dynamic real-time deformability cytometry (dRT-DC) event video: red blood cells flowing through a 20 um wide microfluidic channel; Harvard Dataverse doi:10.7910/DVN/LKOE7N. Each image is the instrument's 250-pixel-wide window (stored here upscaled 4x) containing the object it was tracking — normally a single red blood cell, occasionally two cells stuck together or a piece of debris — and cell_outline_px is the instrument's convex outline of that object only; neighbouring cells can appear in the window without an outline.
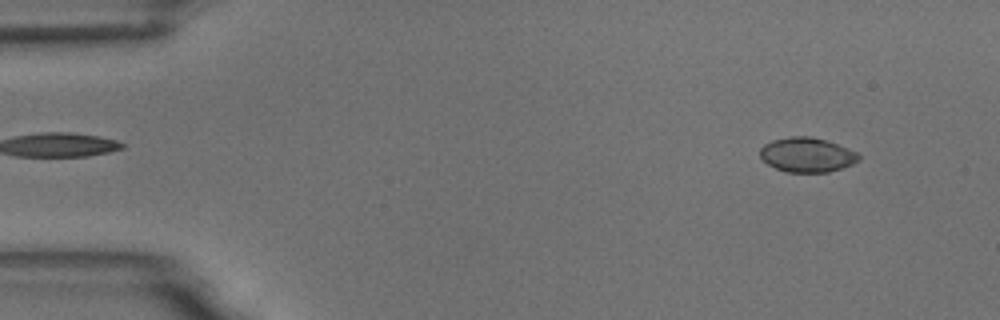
{"species": "common noctule bat (a hibernating species)", "species_latin": "Nyctalus noctula", "temperature_condition": "room temperature", "stored_images_in_passage": 55, "camera_frame_rate_fps": 3000, "um_per_image_px": 0.085, "animal": {"sex": "male", "body_mass_g": 18.8}, "frame": {"image": 1, "passage_image": 2, "time_ms": 0.333, "image_size_px": [1000, 320], "cell_outline_px": [[860, 160], [852, 164], [828, 172], [784, 172], [768, 164], [760, 156], [760, 148], [764, 144], [772, 140], [792, 136], [812, 136], [836, 144], [856, 152], [860, 156]], "centroid_in_image_um": [68.57, 13.16], "position_along_channel_um": 16.4, "area_um2": 19.71}}
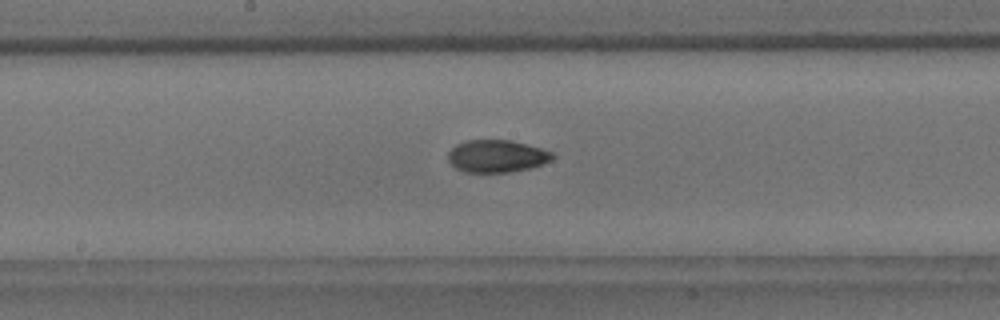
{"frame": {"image": 2, "passage_image": 27, "time_ms": 8.667, "image_size_px": [1000, 320], "cell_outline_px": [[556, 156], [552, 160], [532, 168], [508, 172], [464, 172], [456, 168], [448, 160], [448, 152], [456, 144], [464, 140], [512, 140], [540, 148], [552, 152]], "centroid_in_image_um": [42.23, 13.27], "position_along_channel_um": 206.0, "area_um2": 19.83}}
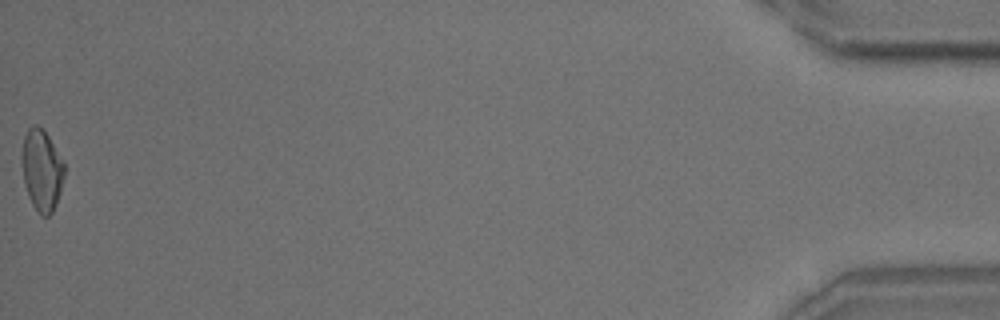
{"frame": {"image": 3, "passage_image": 55, "time_ms": 18.0, "image_size_px": [1000, 320], "cell_outline_px": [[64, 176], [60, 192], [56, 204], [52, 212], [48, 216], [40, 216], [32, 204], [28, 196], [24, 180], [20, 160], [20, 156], [24, 136], [28, 128], [32, 124], [36, 124], [48, 136], [64, 164]], "centroid_in_image_um": [3.52, 14.47], "position_along_channel_um": 431.7, "area_um2": 20.11}, "authors_computed_cell_mechanics": {"area_um2": 19.7676, "velocity_mm_per_s": 3.4723, "shape_relaxation_time_tau1_ms": 6.1114, "shape_relaxation_time_tau2_ms": 2.1203, "deformation_change_tau1": 0.1671, "deformation_change_tau2": 0.0488}}